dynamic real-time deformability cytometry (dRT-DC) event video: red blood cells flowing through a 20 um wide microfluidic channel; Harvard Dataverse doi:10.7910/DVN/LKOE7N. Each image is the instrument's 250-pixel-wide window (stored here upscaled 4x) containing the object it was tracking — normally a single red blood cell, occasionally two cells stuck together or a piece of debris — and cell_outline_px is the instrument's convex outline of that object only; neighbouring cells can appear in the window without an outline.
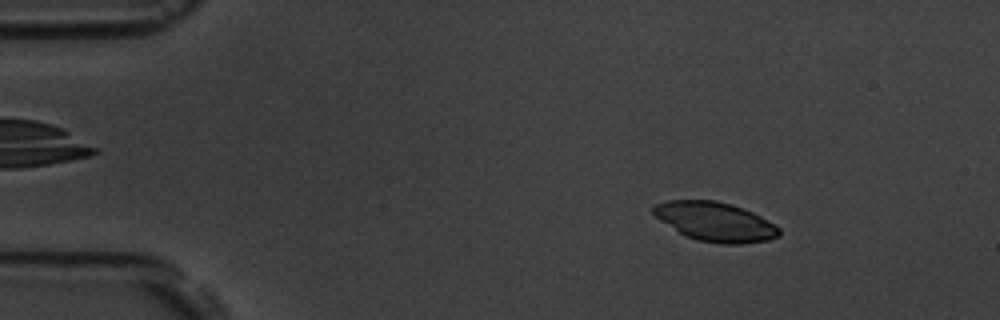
{"species": "common noctule bat (a hibernating species)", "species_latin": "Nyctalus noctula", "temperature_condition": "room temperature", "stored_images_in_passage": 4, "camera_frame_rate_fps": 3000, "um_per_image_px": 0.085, "animal": {"sex": "male", "body_mass_g": 19.5, "forearm_length_mm": 54.6}, "frame": {"image": 1, "passage_image": 2, "time_ms": 1.0, "image_size_px": [1000, 320], "cell_outline_px": [[780, 236], [768, 240], [740, 244], [720, 244], [696, 240], [684, 236], [660, 220], [652, 212], [652, 208], [656, 204], [668, 200], [716, 200], [732, 204], [752, 212], [776, 224], [780, 228]], "centroid_in_image_um": [60.8, 18.85], "position_along_channel_um": 24.2, "area_um2": 28.9}}